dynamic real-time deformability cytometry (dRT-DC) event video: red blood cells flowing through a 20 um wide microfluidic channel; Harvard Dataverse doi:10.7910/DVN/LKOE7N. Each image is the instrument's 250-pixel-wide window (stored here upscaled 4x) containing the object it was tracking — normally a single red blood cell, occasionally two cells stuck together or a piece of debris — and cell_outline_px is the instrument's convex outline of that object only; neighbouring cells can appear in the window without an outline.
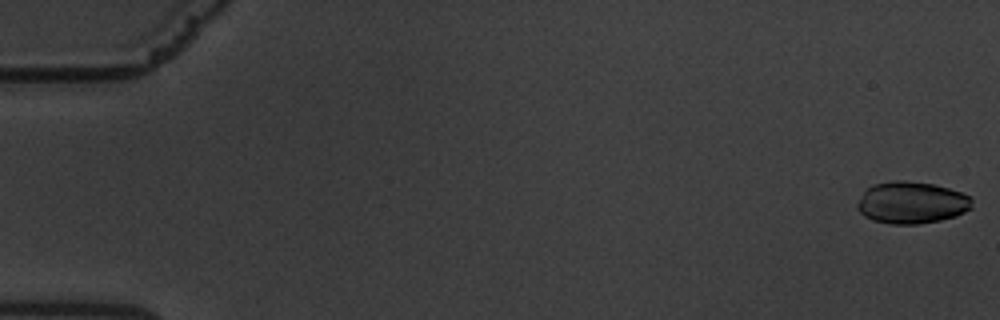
{"species": "common noctule bat (a hibernating species)", "species_latin": "Nyctalus noctula", "temperature_condition": "warm", "stored_images_in_passage": 61, "camera_frame_rate_fps": 3000, "um_per_image_px": 0.085, "animal": {"sex": "male", "body_mass_g": 19.5, "forearm_length_mm": 54.6}, "frame": {"image": 1, "passage_image": 1, "time_ms": 0.0, "image_size_px": [1000, 320], "cell_outline_px": [[972, 208], [956, 216], [940, 220], [916, 224], [888, 224], [872, 220], [864, 216], [856, 208], [856, 204], [864, 192], [872, 184], [892, 180], [904, 180], [932, 184], [948, 188], [972, 196]], "centroid_in_image_um": [77.48, 17.22], "position_along_channel_um": 7.5, "area_um2": 28.21}}
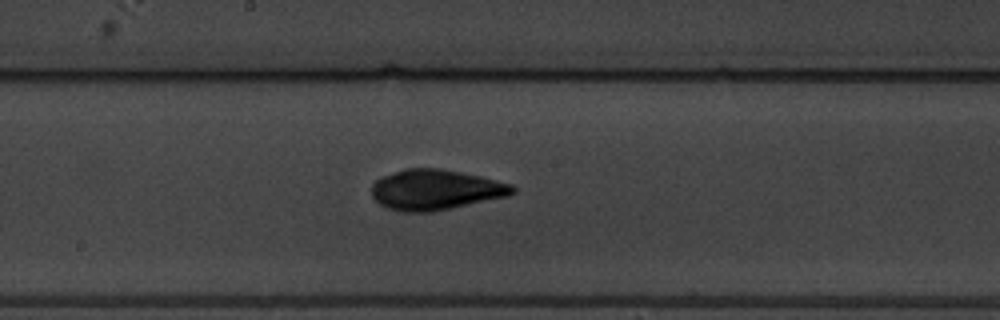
{"frame": {"image": 2, "passage_image": 33, "time_ms": 10.667, "image_size_px": [1000, 320], "cell_outline_px": [[516, 192], [508, 196], [432, 212], [400, 212], [388, 208], [380, 204], [372, 196], [372, 184], [376, 180], [384, 176], [404, 168], [440, 168], [480, 176], [512, 184], [516, 188]], "centroid_in_image_um": [37.02, 16.13], "position_along_channel_um": 211.2, "area_um2": 33.12}}
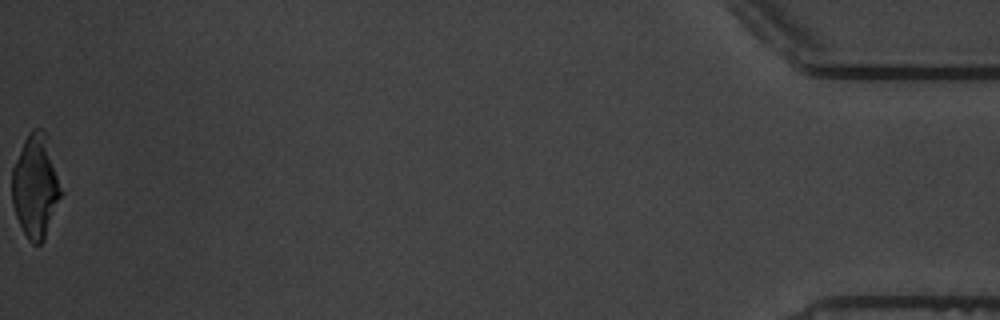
{"frame": {"image": 3, "passage_image": 61, "time_ms": 20.0, "image_size_px": [1000, 320], "cell_outline_px": [[64, 192], [44, 240], [40, 244], [32, 244], [28, 240], [16, 216], [12, 204], [12, 168], [24, 140], [28, 132], [32, 128], [44, 128], [48, 136]], "centroid_in_image_um": [3.06, 15.79], "position_along_channel_um": 432.1, "area_um2": 30.23}}